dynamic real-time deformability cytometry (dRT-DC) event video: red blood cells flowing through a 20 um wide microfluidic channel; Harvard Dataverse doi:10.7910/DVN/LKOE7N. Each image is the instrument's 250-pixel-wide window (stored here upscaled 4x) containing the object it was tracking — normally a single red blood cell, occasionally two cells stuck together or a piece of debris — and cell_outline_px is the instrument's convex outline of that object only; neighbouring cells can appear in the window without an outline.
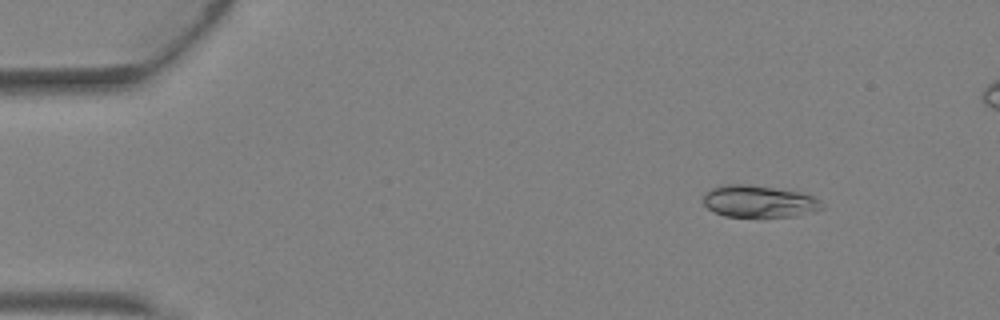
{"species": "Egyptian fruit bat (a non-hibernating species)", "species_latin": "Rousettus aegyptiacus", "temperature_condition": "warm", "stored_images_in_passage": 3, "camera_frame_rate_fps": 3000, "um_per_image_px": 0.085, "animal": {"sex": "female"}, "frame": {"image": 1, "passage_image": 1, "time_ms": 0.0, "image_size_px": [1000, 320], "cell_outline_px": [[824, 208], [816, 212], [796, 216], [724, 216], [712, 212], [704, 204], [704, 192], [712, 188], [724, 184], [748, 184], [800, 192], [812, 196], [820, 200], [824, 204]], "centroid_in_image_um": [64.53, 17.12], "position_along_channel_um": 20.5, "area_um2": 22.25}}